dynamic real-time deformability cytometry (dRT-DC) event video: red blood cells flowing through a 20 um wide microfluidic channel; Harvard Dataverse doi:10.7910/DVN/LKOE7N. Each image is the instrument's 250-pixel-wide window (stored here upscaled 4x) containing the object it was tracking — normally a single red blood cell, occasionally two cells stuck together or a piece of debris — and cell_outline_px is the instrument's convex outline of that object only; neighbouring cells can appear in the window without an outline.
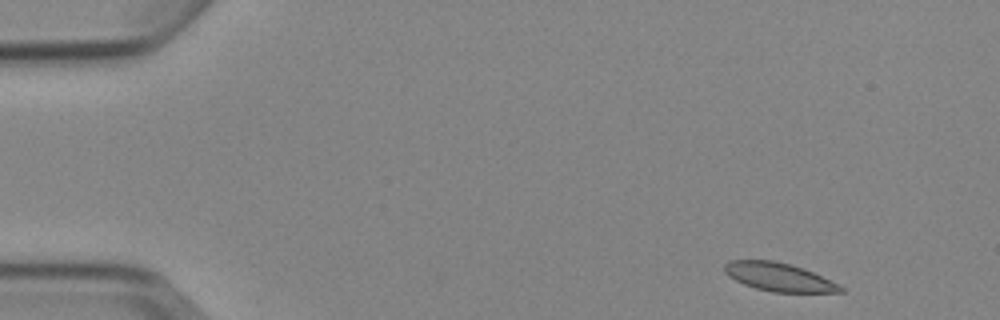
{"species": "Egyptian fruit bat (a non-hibernating species)", "species_latin": "Rousettus aegyptiacus", "temperature_condition": "cold", "stored_images_in_passage": 5, "camera_frame_rate_fps": 3000, "um_per_image_px": 0.085, "animal": {"sex": "female"}, "frame": {"image": 1, "passage_image": 1, "time_ms": 0.0, "image_size_px": [1000, 320], "cell_outline_px": [[844, 292], [772, 292], [756, 288], [744, 284], [728, 276], [724, 272], [724, 264], [728, 260], [772, 260], [804, 268], [840, 284], [844, 288]], "centroid_in_image_um": [66.21, 23.54], "position_along_channel_um": 18.8, "area_um2": 19.19}}